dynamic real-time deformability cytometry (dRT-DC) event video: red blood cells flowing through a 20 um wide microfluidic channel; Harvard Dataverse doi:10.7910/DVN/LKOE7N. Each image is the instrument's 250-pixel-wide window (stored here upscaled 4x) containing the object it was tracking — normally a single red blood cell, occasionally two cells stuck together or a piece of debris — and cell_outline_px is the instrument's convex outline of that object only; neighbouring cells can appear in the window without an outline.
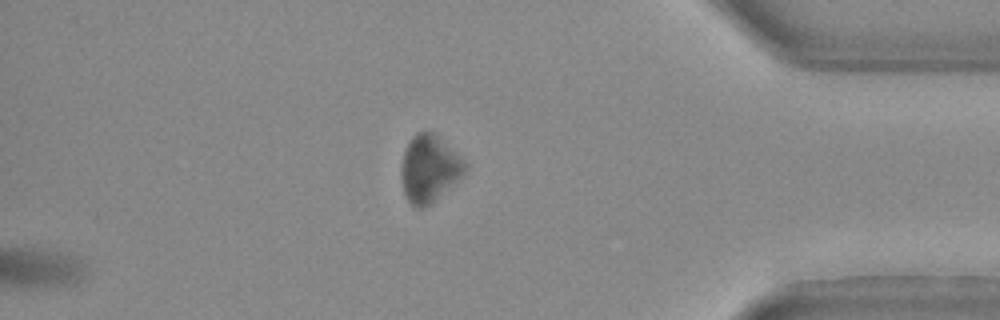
{"species": "Egyptian fruit bat (a non-hibernating species)", "species_latin": "Rousettus aegyptiacus", "temperature_condition": "warm", "stored_images_in_passage": 37, "segment_of_instrument_passage": [2, 2], "camera_frame_rate_fps": 3000, "um_per_image_px": 0.085, "animal": {"sex": "female"}, "frame": {"image": 1, "passage_image": 37, "time_ms": 12.0, "image_size_px": [1000, 320], "cell_outline_px": [[464, 172], [460, 176], [428, 204], [420, 208], [416, 208], [408, 200], [404, 192], [400, 176], [400, 172], [404, 152], [412, 136], [416, 132], [436, 132], [464, 164]], "centroid_in_image_um": [36.4, 14.3], "position_along_channel_um": 398.8, "area_um2": 23.76}}